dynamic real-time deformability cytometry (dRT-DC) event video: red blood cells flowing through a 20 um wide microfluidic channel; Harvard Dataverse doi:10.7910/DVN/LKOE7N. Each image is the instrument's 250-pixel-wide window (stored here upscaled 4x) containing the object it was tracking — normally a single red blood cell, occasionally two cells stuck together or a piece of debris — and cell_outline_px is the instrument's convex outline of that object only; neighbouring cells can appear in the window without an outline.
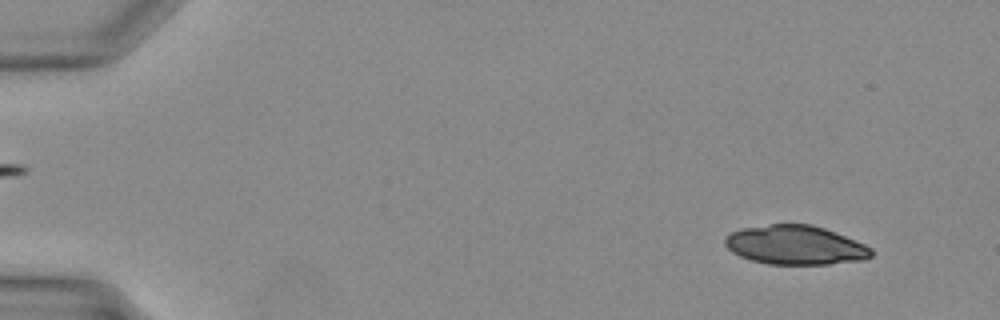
{"species": "Egyptian fruit bat (a non-hibernating species)", "species_latin": "Rousettus aegyptiacus", "temperature_condition": "warm", "stored_images_in_passage": 13, "camera_frame_rate_fps": 3000, "um_per_image_px": 0.085, "animal": {"sex": "female"}, "frame": {"image": 1, "passage_image": 4, "time_ms": 1.0, "image_size_px": [1000, 320], "cell_outline_px": [[872, 256], [864, 260], [828, 264], [768, 264], [752, 260], [740, 256], [732, 252], [724, 244], [724, 236], [740, 228], [768, 224], [812, 224], [824, 228], [864, 244], [872, 248]], "centroid_in_image_um": [67.57, 20.83], "position_along_channel_um": 17.4, "area_um2": 33.41}}